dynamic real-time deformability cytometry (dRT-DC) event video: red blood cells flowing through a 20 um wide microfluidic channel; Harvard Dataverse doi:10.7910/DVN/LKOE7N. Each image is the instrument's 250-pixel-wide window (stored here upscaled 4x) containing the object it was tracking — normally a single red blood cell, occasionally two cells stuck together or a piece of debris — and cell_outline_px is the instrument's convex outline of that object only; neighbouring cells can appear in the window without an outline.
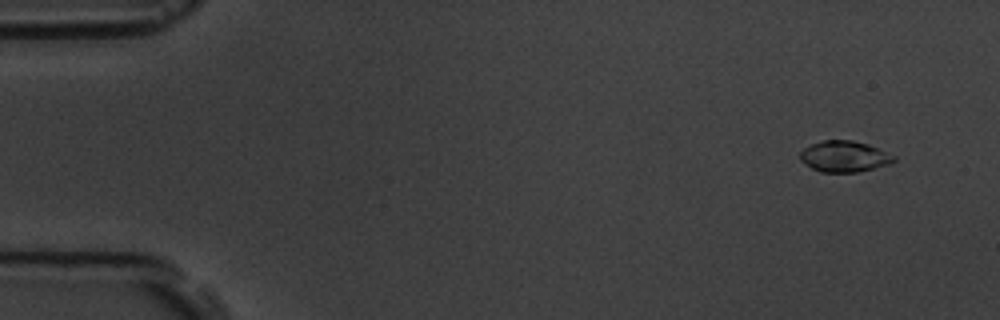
{"species": "common noctule bat (a hibernating species)", "species_latin": "Nyctalus noctula", "temperature_condition": "room temperature", "stored_images_in_passage": 4, "camera_frame_rate_fps": 3000, "um_per_image_px": 0.085, "animal": {"sex": "male", "body_mass_g": 19.5, "forearm_length_mm": 54.6}, "frame": {"image": 1, "passage_image": 1, "time_ms": 0.0, "image_size_px": [1000, 320], "cell_outline_px": [[896, 160], [892, 164], [856, 172], [820, 172], [812, 168], [800, 160], [800, 152], [804, 148], [812, 144], [824, 140], [852, 140], [868, 144], [896, 156]], "centroid_in_image_um": [71.79, 13.3], "position_along_channel_um": 13.2, "area_um2": 16.99}}